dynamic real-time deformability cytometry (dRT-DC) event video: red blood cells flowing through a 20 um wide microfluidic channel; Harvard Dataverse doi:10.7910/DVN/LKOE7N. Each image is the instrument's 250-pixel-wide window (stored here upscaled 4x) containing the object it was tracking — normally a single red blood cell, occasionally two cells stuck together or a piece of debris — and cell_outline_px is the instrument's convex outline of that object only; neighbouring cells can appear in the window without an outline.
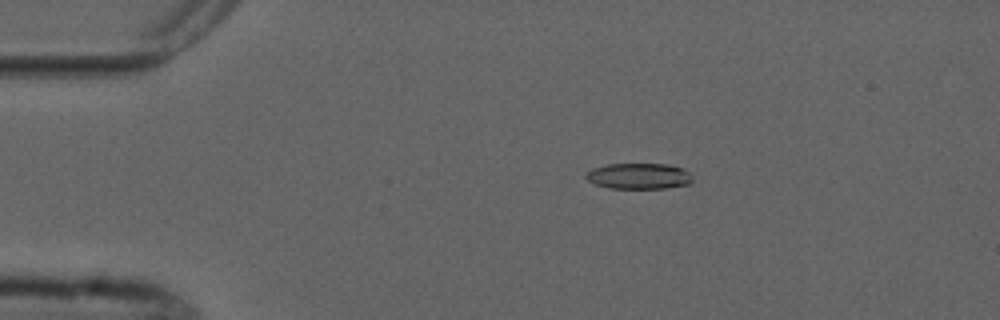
{"species": "common noctule bat (a hibernating species)", "species_latin": "Nyctalus noctula", "temperature_condition": "cold", "stored_images_in_passage": 4, "camera_frame_rate_fps": 3000, "um_per_image_px": 0.085, "animal": {"sex": "male", "forearm_length_mm": 52.5}, "frame": {"image": 1, "passage_image": 2, "time_ms": 1.667, "image_size_px": [1000, 320], "cell_outline_px": [[692, 180], [688, 184], [664, 188], [608, 188], [596, 184], [588, 180], [584, 176], [592, 168], [608, 164], [668, 164], [680, 168], [688, 172], [692, 176]], "centroid_in_image_um": [54.28, 14.96], "position_along_channel_um": 30.7, "area_um2": 15.9}}
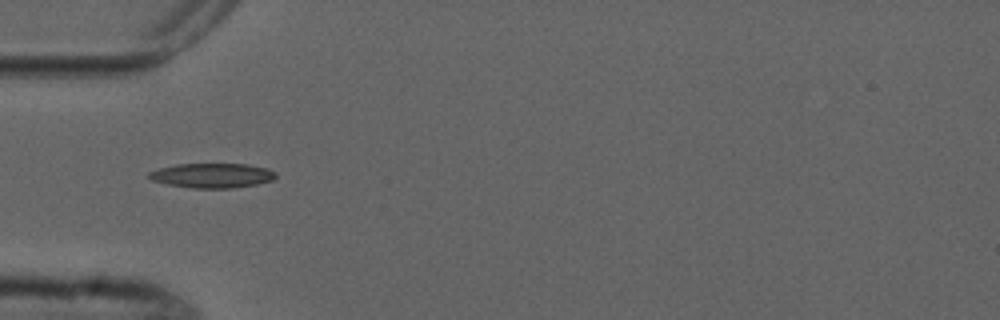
{"frame": {"image": 2, "passage_image": 3, "time_ms": 4.0, "image_size_px": [1000, 320], "cell_outline_px": [[276, 176], [272, 180], [256, 184], [232, 188], [192, 188], [168, 184], [152, 180], [148, 176], [148, 172], [160, 168], [176, 164], [248, 164], [268, 168], [276, 172]], "centroid_in_image_um": [18.05, 14.91], "position_along_channel_um": 67.0, "area_um2": 18.15}}
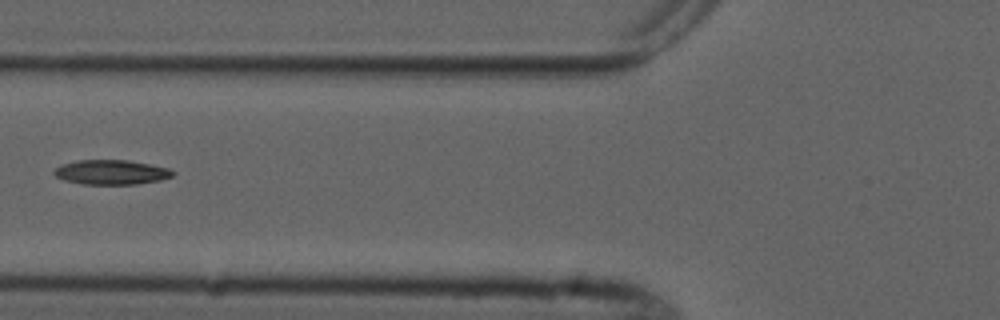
{"frame": {"image": 3, "passage_image": 4, "time_ms": 5.333, "image_size_px": [1000, 320], "cell_outline_px": [[176, 172], [172, 176], [160, 180], [136, 184], [84, 184], [64, 180], [56, 176], [52, 172], [60, 164], [76, 160], [128, 160], [168, 168]], "centroid_in_image_um": [9.43, 14.63], "position_along_channel_um": 116.4, "area_um2": 16.99}}